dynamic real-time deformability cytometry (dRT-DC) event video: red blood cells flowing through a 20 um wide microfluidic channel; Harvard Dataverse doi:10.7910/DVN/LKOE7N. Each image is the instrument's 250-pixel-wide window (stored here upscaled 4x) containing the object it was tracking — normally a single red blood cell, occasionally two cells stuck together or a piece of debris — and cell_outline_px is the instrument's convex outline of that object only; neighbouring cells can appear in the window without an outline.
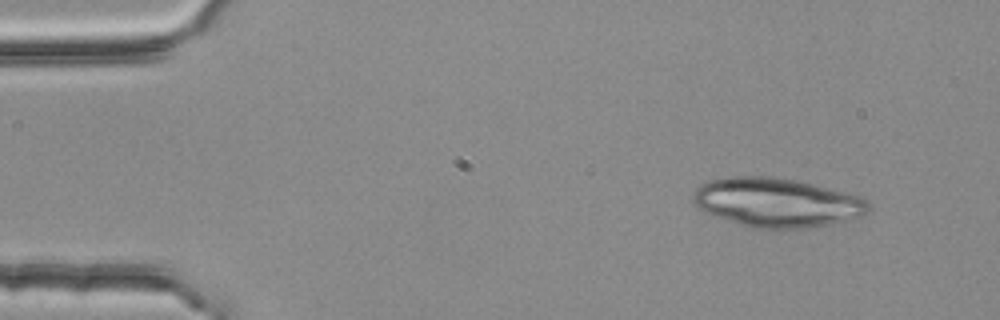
{"species": "common noctule bat (a hibernating species)", "species_latin": "Nyctalus noctula", "temperature_condition": "room temperature", "stored_images_in_passage": 3, "camera_frame_rate_fps": 3000, "um_per_image_px": 0.085, "animal": {"sex": "female", "body_mass_g": 25.1}, "frame": {"image": 1, "passage_image": 1, "time_ms": 0.0, "image_size_px": [1000, 320], "cell_outline_px": [[868, 212], [864, 216], [832, 224], [812, 228], [752, 228], [704, 212], [692, 200], [692, 196], [696, 188], [708, 180], [724, 176], [764, 176], [796, 180], [812, 184], [856, 196], [868, 200]], "centroid_in_image_um": [66.0, 17.22], "position_along_channel_um": 19.0, "area_um2": 50.0}}